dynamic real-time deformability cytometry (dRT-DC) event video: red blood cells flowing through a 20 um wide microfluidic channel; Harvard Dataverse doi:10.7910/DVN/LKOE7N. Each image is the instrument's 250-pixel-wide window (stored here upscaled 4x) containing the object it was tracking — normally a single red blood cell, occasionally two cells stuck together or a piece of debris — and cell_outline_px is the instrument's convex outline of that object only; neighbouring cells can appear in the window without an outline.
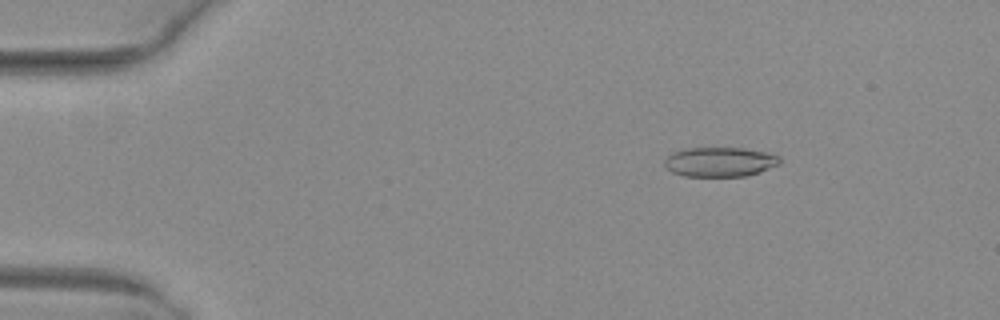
{"species": "common noctule bat (a hibernating species)", "species_latin": "Nyctalus noctula", "temperature_condition": "warm", "stored_images_in_passage": 52, "camera_frame_rate_fps": 3000, "um_per_image_px": 0.085, "animal": {"sex": "female", "body_mass_g": 29.2, "forearm_length_mm": 56.3}, "frame": {"image": 1, "passage_image": 8, "time_ms": 2.333, "image_size_px": [1000, 320], "cell_outline_px": [[780, 164], [760, 172], [744, 176], [684, 176], [672, 172], [664, 168], [664, 160], [668, 156], [684, 148], [744, 148], [768, 152], [780, 156]], "centroid_in_image_um": [61.2, 13.76], "position_along_channel_um": 23.8, "area_um2": 19.94}}
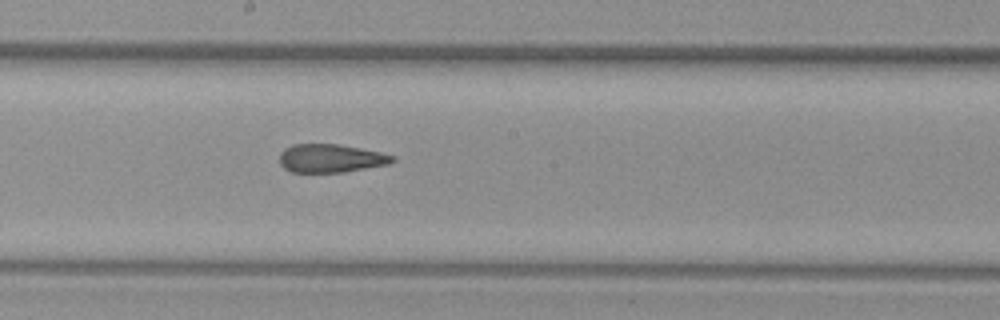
{"frame": {"image": 2, "passage_image": 29, "time_ms": 9.333, "image_size_px": [1000, 320], "cell_outline_px": [[396, 160], [388, 164], [344, 172], [292, 172], [284, 168], [280, 164], [280, 152], [284, 148], [292, 144], [336, 144], [360, 148], [380, 152], [396, 156]], "centroid_in_image_um": [28.11, 13.45], "position_along_channel_um": 220.1, "area_um2": 18.67}}
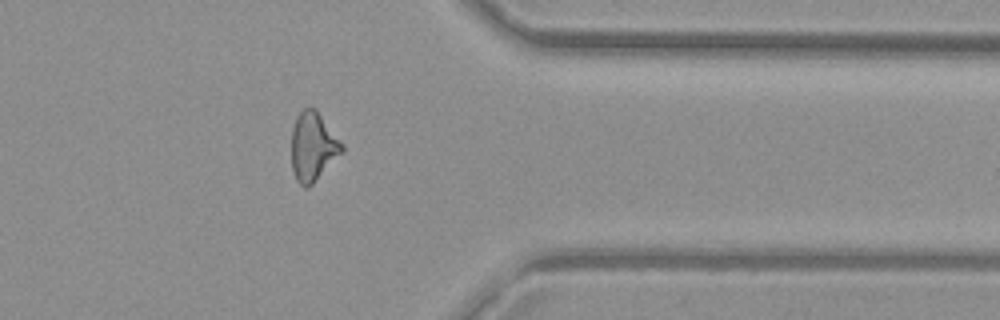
{"frame": {"image": 3, "passage_image": 42, "time_ms": 13.667, "image_size_px": [1000, 320], "cell_outline_px": [[344, 152], [308, 188], [304, 188], [296, 180], [292, 172], [292, 128], [296, 116], [304, 108], [316, 108], [344, 144]], "centroid_in_image_um": [26.62, 12.47], "position_along_channel_um": 384.8, "area_um2": 20.52}, "authors_computed_cell_mechanics": {"area_um2": 20.2589, "velocity_mm_per_s": 4.0575, "shape_relaxation_time_tau1_ms": null, "shape_relaxation_time_tau2_ms": 1.9309, "deformation_change_tau1": null, "deformation_change_tau2": 0.1006}}